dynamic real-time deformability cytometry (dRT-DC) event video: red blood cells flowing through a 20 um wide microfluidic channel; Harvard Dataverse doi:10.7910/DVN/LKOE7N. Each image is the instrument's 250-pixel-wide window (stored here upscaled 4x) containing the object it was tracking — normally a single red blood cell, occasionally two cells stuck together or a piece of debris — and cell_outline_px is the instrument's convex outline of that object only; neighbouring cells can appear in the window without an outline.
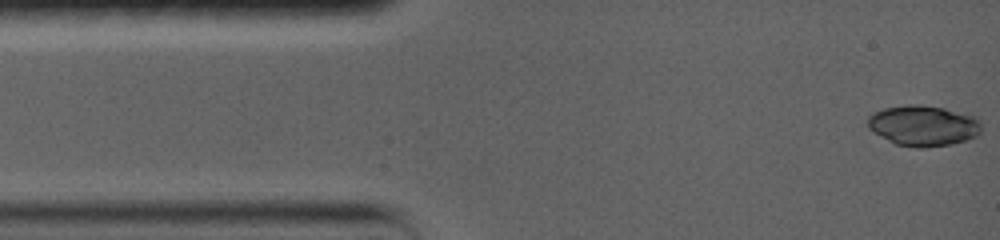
{"species": "common noctule bat (a hibernating species)", "species_latin": "Nyctalus noctula", "temperature_condition": "warm", "stored_images_in_passage": 13, "camera_frame_rate_fps": 5000, "um_per_image_px": 0.085, "animal": {"sex": "female", "body_mass_g": 19.0, "forearm_length_mm": 56.7}, "frame": {"image": 1, "passage_image": 1, "time_ms": 0.0, "image_size_px": [1000, 240], "cell_outline_px": [[980, 132], [976, 136], [952, 144], [924, 148], [916, 148], [896, 144], [888, 140], [868, 128], [868, 116], [872, 112], [884, 108], [908, 104], [920, 104], [944, 108], [976, 116], [980, 124]], "centroid_in_image_um": [78.46, 10.67], "position_along_channel_um": 6.5, "area_um2": 26.93}}
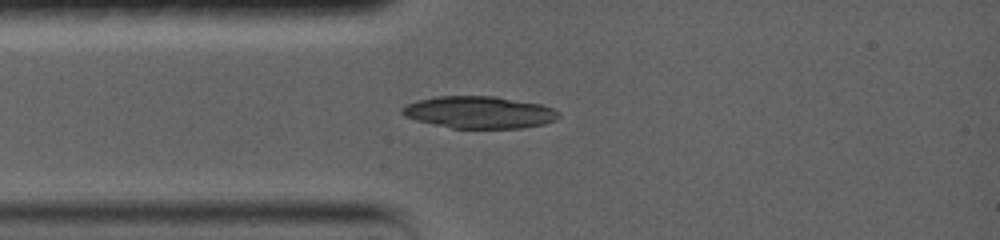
{"frame": {"image": 2, "passage_image": 13, "time_ms": 3.0, "image_size_px": [1000, 240], "cell_outline_px": [[560, 116], [556, 120], [544, 124], [524, 128], [452, 128], [416, 120], [404, 116], [400, 112], [400, 108], [416, 100], [436, 96], [496, 96], [540, 104], [552, 108], [560, 112]], "centroid_in_image_um": [40.74, 9.54], "position_along_channel_um": 44.3, "area_um2": 29.42}}